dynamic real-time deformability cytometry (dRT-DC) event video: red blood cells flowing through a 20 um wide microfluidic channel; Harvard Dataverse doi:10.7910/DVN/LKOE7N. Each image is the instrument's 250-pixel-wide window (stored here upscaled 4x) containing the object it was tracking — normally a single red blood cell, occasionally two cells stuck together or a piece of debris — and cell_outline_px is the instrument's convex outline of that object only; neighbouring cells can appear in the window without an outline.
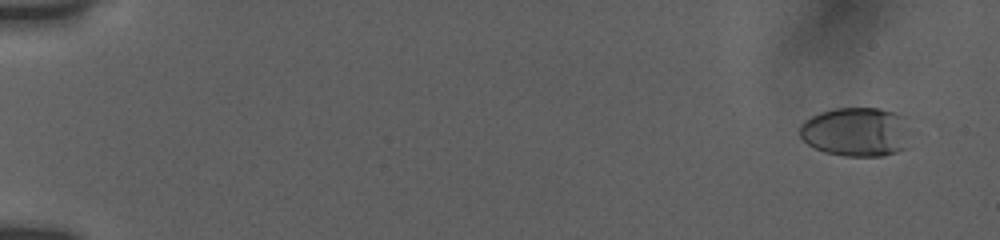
{"species": "human", "species_latin": "Homo sapiens", "temperature_condition": "room temperature", "stored_images_in_passage": 28, "camera_frame_rate_fps": 3000, "um_per_image_px": 0.085, "donor": {"sex": "female"}, "frame": {"image": 1, "passage_image": 1, "time_ms": 0.0, "image_size_px": [1000, 240], "cell_outline_px": [[912, 132], [904, 148], [896, 152], [884, 156], [844, 156], [824, 152], [808, 144], [800, 136], [800, 124], [804, 120], [820, 112], [836, 108], [880, 108], [908, 116]], "centroid_in_image_um": [72.85, 11.19], "position_along_channel_um": 12.1, "area_um2": 32.43}}
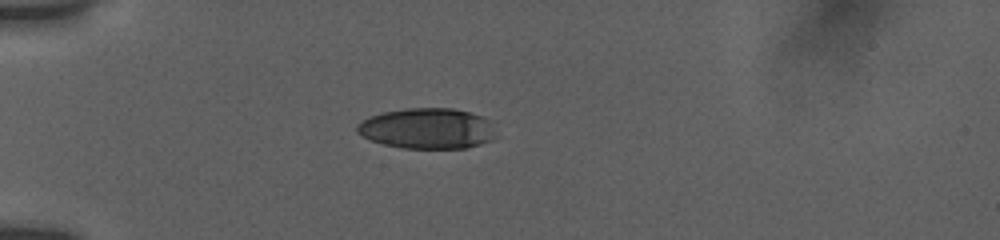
{"frame": {"image": 2, "passage_image": 23, "time_ms": 4.667, "image_size_px": [1000, 240], "cell_outline_px": [[500, 136], [492, 140], [480, 144], [464, 148], [404, 148], [384, 144], [372, 140], [356, 132], [356, 124], [372, 116], [384, 112], [408, 108], [452, 108], [468, 112], [492, 120]], "centroid_in_image_um": [36.41, 10.92], "position_along_channel_um": 48.6, "area_um2": 33.06}}